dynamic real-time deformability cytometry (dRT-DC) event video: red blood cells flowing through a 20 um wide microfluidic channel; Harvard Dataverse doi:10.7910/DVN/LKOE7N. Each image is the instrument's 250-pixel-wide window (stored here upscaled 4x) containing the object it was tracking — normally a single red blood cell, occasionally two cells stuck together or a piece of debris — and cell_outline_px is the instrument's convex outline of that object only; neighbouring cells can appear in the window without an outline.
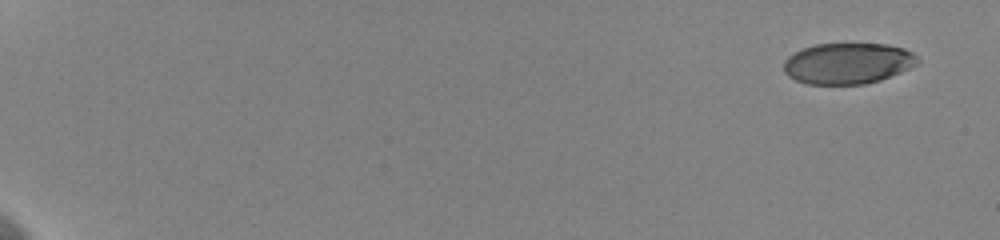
{"species": "human", "species_latin": "Homo sapiens", "temperature_condition": "cold", "stored_images_in_passage": 35, "camera_frame_rate_fps": 3000, "um_per_image_px": 0.085, "donor": {"sex": "female"}, "frame": {"image": 1, "passage_image": 1, "time_ms": 0.0, "image_size_px": [1000, 240], "cell_outline_px": [[920, 64], [880, 80], [864, 84], [808, 84], [796, 80], [788, 76], [784, 72], [784, 60], [788, 56], [804, 48], [816, 44], [888, 44], [904, 48], [912, 52], [920, 60]], "centroid_in_image_um": [72.09, 5.39], "position_along_channel_um": 12.9, "area_um2": 32.02}}
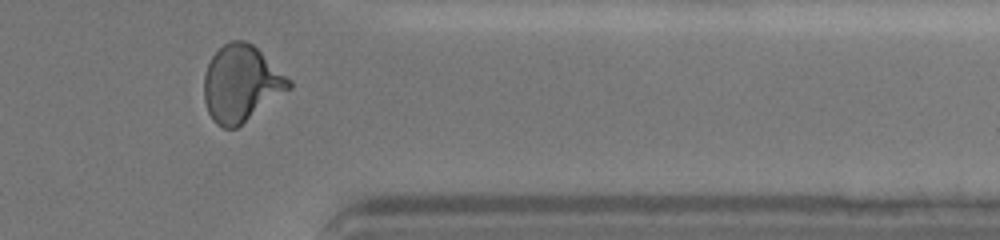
{"frame": {"image": 2, "passage_image": 29, "time_ms": 16.0, "image_size_px": [1000, 240], "cell_outline_px": [[292, 88], [236, 128], [224, 128], [216, 124], [212, 120], [208, 112], [204, 100], [204, 76], [208, 64], [212, 56], [224, 44], [232, 40], [244, 40], [252, 44], [292, 80]], "centroid_in_image_um": [20.5, 7.11], "position_along_channel_um": 390.9, "area_um2": 37.69}}
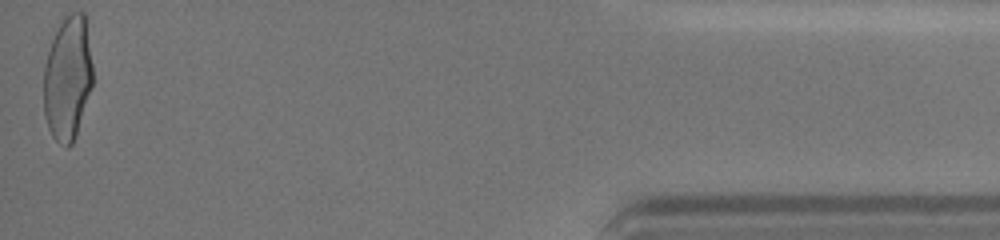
{"frame": {"image": 3, "passage_image": 35, "time_ms": 18.667, "image_size_px": [1000, 240], "cell_outline_px": [[92, 88], [76, 136], [72, 144], [68, 148], [64, 148], [52, 136], [48, 128], [44, 116], [44, 64], [52, 40], [60, 24], [72, 12], [84, 12], [92, 64]], "centroid_in_image_um": [5.75, 6.72], "position_along_channel_um": 429.5, "area_um2": 35.49}, "authors_computed_cell_mechanics": {"area_um2": 35.3736, "velocity_mm_per_s": 3.6088, "shape_relaxation_time_tau1_ms": 5.4024, "shape_relaxation_time_tau2_ms": 0.0263, "deformation_change_tau1": 0.1661, "deformation_change_tau2": 0.0354}}